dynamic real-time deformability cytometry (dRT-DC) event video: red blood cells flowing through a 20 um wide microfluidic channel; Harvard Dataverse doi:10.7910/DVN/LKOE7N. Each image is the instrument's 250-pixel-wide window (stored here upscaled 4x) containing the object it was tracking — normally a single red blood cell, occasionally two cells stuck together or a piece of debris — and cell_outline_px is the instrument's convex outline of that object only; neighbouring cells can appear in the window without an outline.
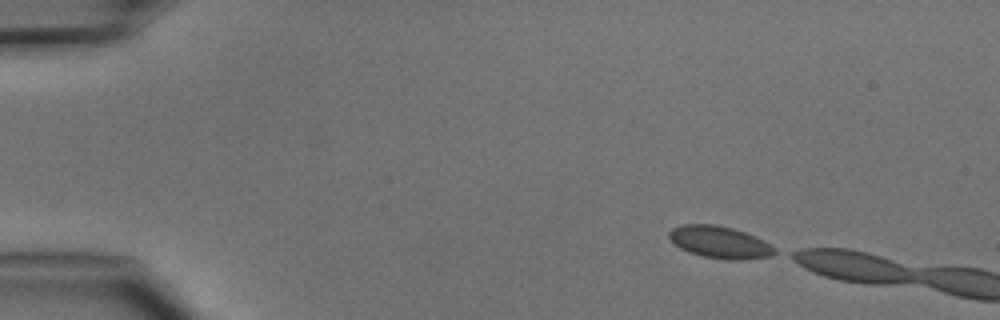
{"species": "common noctule bat (a hibernating species)", "species_latin": "Nyctalus noctula", "temperature_condition": "cold", "stored_images_in_passage": 2, "camera_frame_rate_fps": 3000, "um_per_image_px": 0.085, "animal": {"sex": "male", "body_mass_g": 15.6}, "frame": {"image": 1, "passage_image": 1, "time_ms": 0.0, "image_size_px": [1000, 320], "cell_outline_px": [[776, 252], [768, 256], [740, 260], [728, 260], [704, 256], [680, 248], [668, 236], [668, 232], [672, 228], [680, 224], [716, 224], [732, 228], [744, 232], [776, 248]], "centroid_in_image_um": [61.13, 20.57], "position_along_channel_um": 23.9, "area_um2": 19.31}}